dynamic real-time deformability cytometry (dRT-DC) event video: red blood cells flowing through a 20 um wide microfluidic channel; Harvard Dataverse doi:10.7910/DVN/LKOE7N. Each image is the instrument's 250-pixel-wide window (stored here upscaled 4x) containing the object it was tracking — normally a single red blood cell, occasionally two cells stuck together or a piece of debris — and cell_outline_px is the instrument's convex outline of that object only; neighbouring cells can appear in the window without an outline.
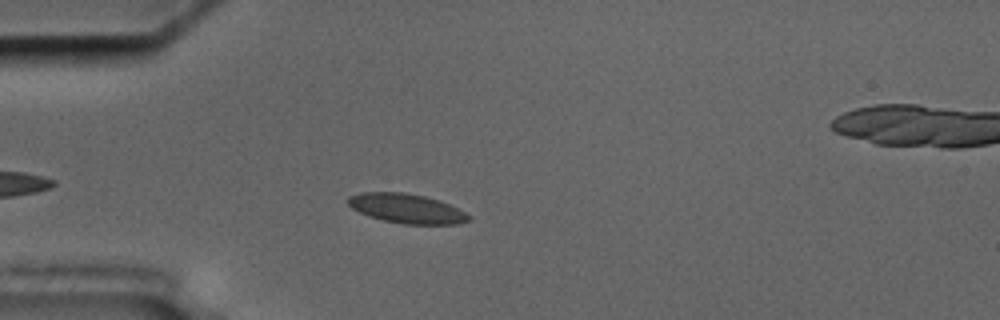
{"species": "common noctule bat (a hibernating species)", "species_latin": "Nyctalus noctula", "temperature_condition": "cold", "stored_images_in_passage": 39, "camera_frame_rate_fps": 3000, "um_per_image_px": 0.085, "animal": {"sex": "male", "body_mass_g": 17.5, "forearm_length_mm": 52.3}, "frame": {"image": 1, "passage_image": 8, "time_ms": 2.333, "image_size_px": [1000, 320], "cell_outline_px": [[472, 220], [460, 224], [404, 224], [384, 220], [368, 216], [352, 208], [348, 204], [348, 196], [364, 192], [404, 192], [424, 196], [440, 200], [472, 216]], "centroid_in_image_um": [34.59, 17.72], "position_along_channel_um": 50.4, "area_um2": 20.69}}
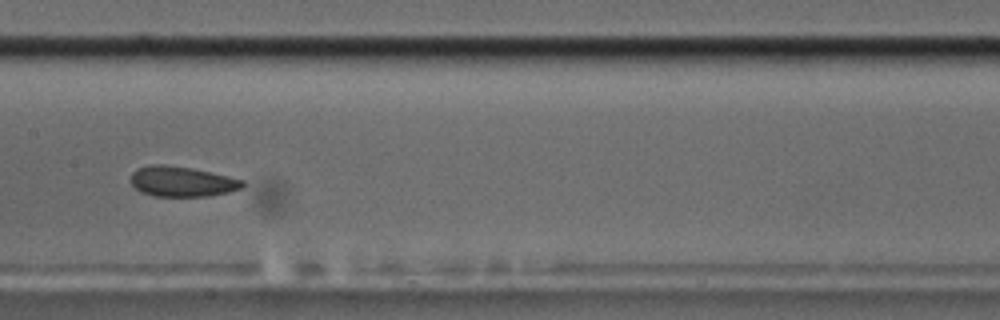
{"frame": {"image": 2, "passage_image": 21, "time_ms": 6.667, "image_size_px": [1000, 320], "cell_outline_px": [[244, 184], [240, 188], [228, 192], [208, 196], [156, 196], [140, 192], [128, 180], [132, 172], [136, 168], [152, 164], [164, 164], [192, 168], [212, 172], [244, 180]], "centroid_in_image_um": [15.41, 15.41], "position_along_channel_um": 192.0, "area_um2": 19.83}}
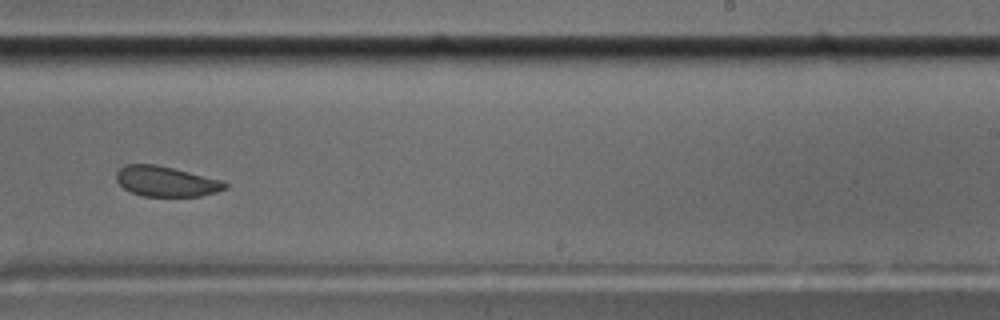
{"frame": {"image": 3, "passage_image": 28, "time_ms": 9.0, "image_size_px": [1000, 320], "cell_outline_px": [[228, 188], [216, 192], [200, 196], [144, 196], [132, 192], [124, 188], [116, 180], [116, 172], [124, 164], [156, 164], [224, 180], [228, 184]], "centroid_in_image_um": [14.14, 15.41], "position_along_channel_um": 274.9, "area_um2": 19.25}, "authors_computed_cell_mechanics": {"area_um2": 20.23, "velocity_mm_per_s": 3.5609, "shape_relaxation_time_tau1_ms": null, "shape_relaxation_time_tau2_ms": 6.033, "deformation_change_tau1": null, "deformation_change_tau2": 0.0751}}